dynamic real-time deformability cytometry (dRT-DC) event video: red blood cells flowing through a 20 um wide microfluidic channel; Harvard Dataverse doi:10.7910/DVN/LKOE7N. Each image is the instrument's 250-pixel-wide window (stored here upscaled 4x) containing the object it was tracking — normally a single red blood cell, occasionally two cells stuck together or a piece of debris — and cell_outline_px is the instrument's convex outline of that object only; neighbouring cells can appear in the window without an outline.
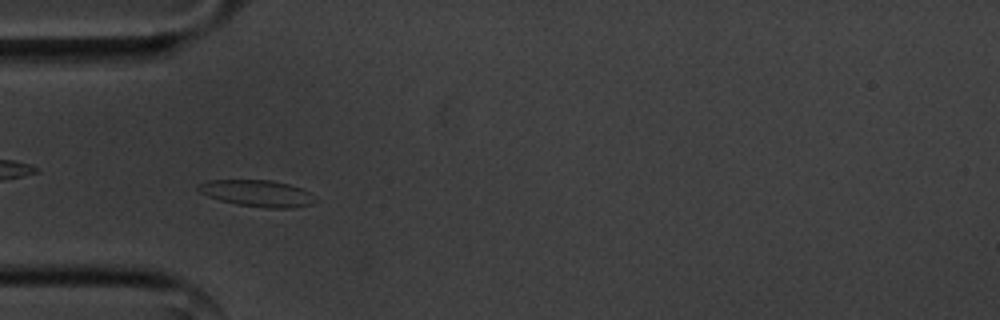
{"species": "common noctule bat (a hibernating species)", "species_latin": "Nyctalus noctula", "temperature_condition": "cold", "stored_images_in_passage": 53, "camera_frame_rate_fps": 3000, "um_per_image_px": 0.085, "animal": {"sex": "male", "body_mass_g": 20.1, "forearm_length_mm": 53.5}, "frame": {"image": 1, "passage_image": 14, "time_ms": 4.333, "image_size_px": [1000, 320], "cell_outline_px": [[320, 200], [312, 204], [292, 208], [264, 208], [236, 204], [220, 200], [208, 196], [200, 192], [196, 188], [196, 184], [208, 180], [272, 180], [288, 184], [300, 188], [316, 196]], "centroid_in_image_um": [21.88, 16.43], "position_along_channel_um": 63.1, "area_um2": 18.32}}
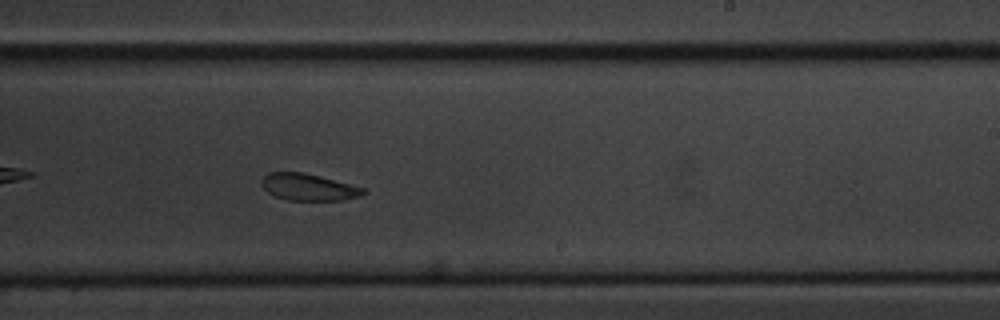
{"frame": {"image": 2, "passage_image": 31, "time_ms": 10.0, "image_size_px": [1000, 320], "cell_outline_px": [[368, 192], [360, 196], [340, 200], [284, 200], [268, 192], [260, 184], [260, 180], [268, 172], [304, 172], [320, 176], [364, 188]], "centroid_in_image_um": [26.19, 15.9], "position_along_channel_um": 262.8, "area_um2": 15.9}}
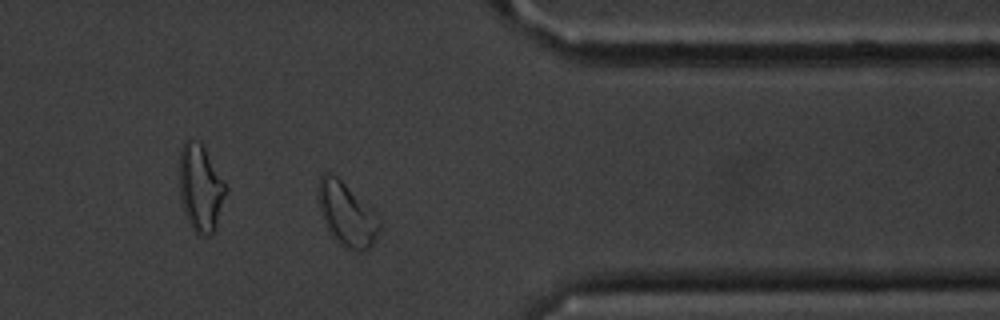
{"frame": {"image": 3, "passage_image": 42, "time_ms": 13.667, "image_size_px": [1000, 320], "cell_outline_px": [[384, 224], [372, 244], [364, 252], [360, 252], [344, 248], [332, 236], [328, 228], [320, 208], [316, 196], [316, 192], [320, 176], [324, 172], [332, 172], [372, 208], [384, 220]], "centroid_in_image_um": [29.52, 18.21], "position_along_channel_um": 381.9, "area_um2": 23.18}, "authors_computed_cell_mechanics": {"area_um2": 18.0336, "velocity_mm_per_s": 3.5394, "shape_relaxation_time_tau1_ms": 1.8921, "shape_relaxation_time_tau2_ms": 6.8764, "deformation_change_tau1": 0.0755, "deformation_change_tau2": 0.081}}